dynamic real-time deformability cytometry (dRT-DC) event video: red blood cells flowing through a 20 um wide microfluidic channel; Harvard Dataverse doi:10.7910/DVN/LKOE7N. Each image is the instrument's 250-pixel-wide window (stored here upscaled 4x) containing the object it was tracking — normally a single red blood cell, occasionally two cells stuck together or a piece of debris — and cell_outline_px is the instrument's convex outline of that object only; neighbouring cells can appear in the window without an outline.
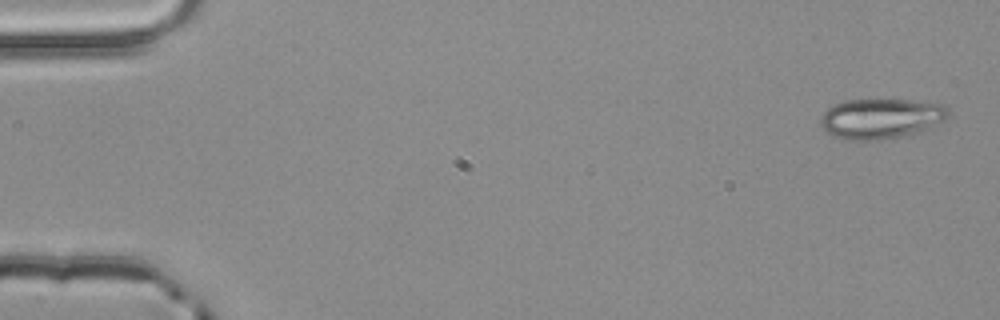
{"species": "common noctule bat (a hibernating species)", "species_latin": "Nyctalus noctula", "temperature_condition": "room temperature", "stored_images_in_passage": 4, "camera_frame_rate_fps": 3000, "um_per_image_px": 0.085, "animal": {"sex": "male", "body_mass_g": 20.4}, "frame": {"image": 1, "passage_image": 1, "time_ms": 0.0, "image_size_px": [1000, 320], "cell_outline_px": [[948, 116], [944, 120], [928, 128], [900, 136], [876, 140], [848, 140], [832, 136], [820, 124], [820, 116], [828, 108], [836, 104], [848, 100], [916, 100], [944, 104], [948, 108]], "centroid_in_image_um": [74.87, 10.07], "position_along_channel_um": 10.1, "area_um2": 29.65}}